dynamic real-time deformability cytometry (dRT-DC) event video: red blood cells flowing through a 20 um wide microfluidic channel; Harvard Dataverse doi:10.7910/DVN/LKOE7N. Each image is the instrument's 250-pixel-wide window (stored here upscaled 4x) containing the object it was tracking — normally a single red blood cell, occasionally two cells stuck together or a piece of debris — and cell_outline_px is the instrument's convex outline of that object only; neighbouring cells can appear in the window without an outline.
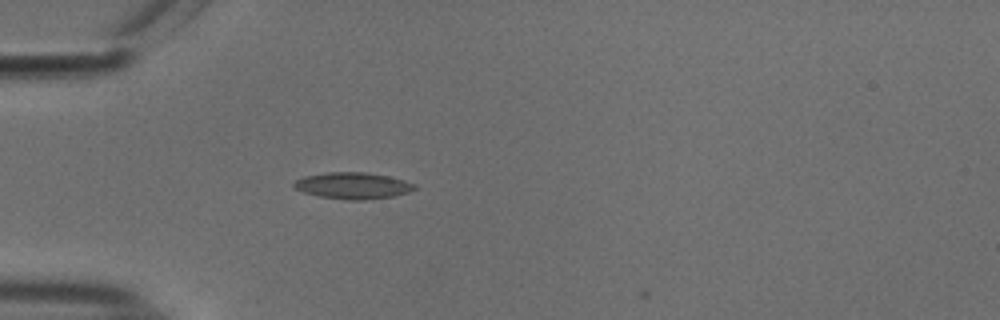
{"species": "common noctule bat (a hibernating species)", "species_latin": "Nyctalus noctula", "temperature_condition": "cold", "stored_images_in_passage": 5, "camera_frame_rate_fps": 3000, "um_per_image_px": 0.085, "animal": {"sex": "male", "body_mass_g": 18.8}, "frame": {"image": 1, "passage_image": 1, "time_ms": 0.0, "image_size_px": [1000, 320], "cell_outline_px": [[416, 188], [408, 192], [392, 196], [360, 200], [344, 200], [320, 196], [304, 192], [296, 188], [292, 184], [296, 180], [304, 176], [328, 172], [364, 172], [388, 176], [404, 180], [416, 184]], "centroid_in_image_um": [29.99, 15.77], "position_along_channel_um": 55.0, "area_um2": 18.44}}